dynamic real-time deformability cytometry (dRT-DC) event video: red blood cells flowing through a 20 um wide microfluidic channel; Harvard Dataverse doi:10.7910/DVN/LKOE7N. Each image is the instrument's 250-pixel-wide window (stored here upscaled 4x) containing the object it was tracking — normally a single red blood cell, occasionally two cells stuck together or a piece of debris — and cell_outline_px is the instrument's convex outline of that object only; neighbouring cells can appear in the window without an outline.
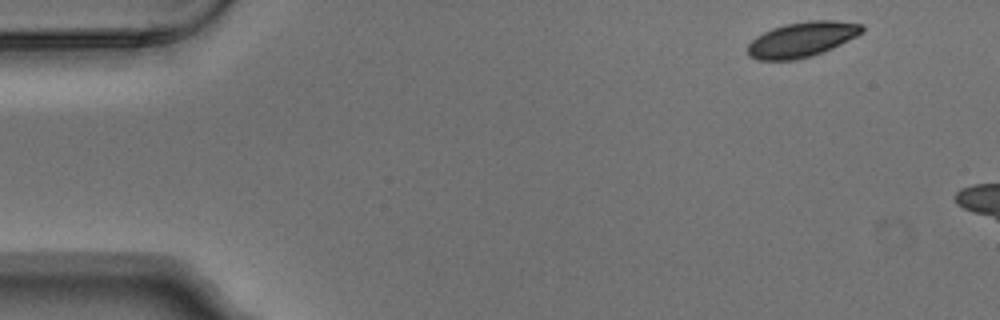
{"species": "Egyptian fruit bat (a non-hibernating species)", "species_latin": "Rousettus aegyptiacus", "temperature_condition": "warm", "stored_images_in_passage": 3, "camera_frame_rate_fps": 3000, "um_per_image_px": 0.085, "animal": {"sex": "male"}, "frame": {"image": 1, "passage_image": 1, "time_ms": 0.0, "image_size_px": [1000, 320], "cell_outline_px": [[864, 32], [832, 48], [812, 56], [796, 60], [756, 60], [748, 56], [748, 44], [756, 36], [772, 28], [784, 24], [808, 20], [836, 20], [864, 24]], "centroid_in_image_um": [68.16, 3.35], "position_along_channel_um": 16.8, "area_um2": 23.58}}